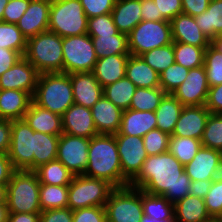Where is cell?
Returning a JSON list of instances; mask_svg holds the SVG:
<instances>
[{
    "mask_svg": "<svg viewBox=\"0 0 222 222\" xmlns=\"http://www.w3.org/2000/svg\"><path fill=\"white\" fill-rule=\"evenodd\" d=\"M129 185L153 195L163 196L174 205L189 195L191 180L184 166L167 151L148 156Z\"/></svg>",
    "mask_w": 222,
    "mask_h": 222,
    "instance_id": "cell-1",
    "label": "cell"
},
{
    "mask_svg": "<svg viewBox=\"0 0 222 222\" xmlns=\"http://www.w3.org/2000/svg\"><path fill=\"white\" fill-rule=\"evenodd\" d=\"M85 176L102 179L114 188L129 186L122 174L115 135L97 134L90 138Z\"/></svg>",
    "mask_w": 222,
    "mask_h": 222,
    "instance_id": "cell-2",
    "label": "cell"
},
{
    "mask_svg": "<svg viewBox=\"0 0 222 222\" xmlns=\"http://www.w3.org/2000/svg\"><path fill=\"white\" fill-rule=\"evenodd\" d=\"M32 98L36 105L62 116L74 104L69 74L41 73Z\"/></svg>",
    "mask_w": 222,
    "mask_h": 222,
    "instance_id": "cell-3",
    "label": "cell"
},
{
    "mask_svg": "<svg viewBox=\"0 0 222 222\" xmlns=\"http://www.w3.org/2000/svg\"><path fill=\"white\" fill-rule=\"evenodd\" d=\"M40 182L33 170H15L7 184L6 204L9 213L41 212Z\"/></svg>",
    "mask_w": 222,
    "mask_h": 222,
    "instance_id": "cell-4",
    "label": "cell"
},
{
    "mask_svg": "<svg viewBox=\"0 0 222 222\" xmlns=\"http://www.w3.org/2000/svg\"><path fill=\"white\" fill-rule=\"evenodd\" d=\"M24 57L40 74L63 72L62 37L46 31L28 38Z\"/></svg>",
    "mask_w": 222,
    "mask_h": 222,
    "instance_id": "cell-5",
    "label": "cell"
},
{
    "mask_svg": "<svg viewBox=\"0 0 222 222\" xmlns=\"http://www.w3.org/2000/svg\"><path fill=\"white\" fill-rule=\"evenodd\" d=\"M87 23L79 0H51L48 31L62 38L87 34Z\"/></svg>",
    "mask_w": 222,
    "mask_h": 222,
    "instance_id": "cell-6",
    "label": "cell"
},
{
    "mask_svg": "<svg viewBox=\"0 0 222 222\" xmlns=\"http://www.w3.org/2000/svg\"><path fill=\"white\" fill-rule=\"evenodd\" d=\"M114 187L107 181L85 175H74L68 185V205L72 211L93 206H105Z\"/></svg>",
    "mask_w": 222,
    "mask_h": 222,
    "instance_id": "cell-7",
    "label": "cell"
},
{
    "mask_svg": "<svg viewBox=\"0 0 222 222\" xmlns=\"http://www.w3.org/2000/svg\"><path fill=\"white\" fill-rule=\"evenodd\" d=\"M104 207L107 222H140L144 215L142 190L130 185L114 188Z\"/></svg>",
    "mask_w": 222,
    "mask_h": 222,
    "instance_id": "cell-8",
    "label": "cell"
},
{
    "mask_svg": "<svg viewBox=\"0 0 222 222\" xmlns=\"http://www.w3.org/2000/svg\"><path fill=\"white\" fill-rule=\"evenodd\" d=\"M173 43L170 21H141L128 34L130 55L140 56Z\"/></svg>",
    "mask_w": 222,
    "mask_h": 222,
    "instance_id": "cell-9",
    "label": "cell"
},
{
    "mask_svg": "<svg viewBox=\"0 0 222 222\" xmlns=\"http://www.w3.org/2000/svg\"><path fill=\"white\" fill-rule=\"evenodd\" d=\"M63 73L92 72L98 58L91 36L82 34L62 38Z\"/></svg>",
    "mask_w": 222,
    "mask_h": 222,
    "instance_id": "cell-10",
    "label": "cell"
},
{
    "mask_svg": "<svg viewBox=\"0 0 222 222\" xmlns=\"http://www.w3.org/2000/svg\"><path fill=\"white\" fill-rule=\"evenodd\" d=\"M34 130L24 119L11 121L8 157L15 170H33Z\"/></svg>",
    "mask_w": 222,
    "mask_h": 222,
    "instance_id": "cell-11",
    "label": "cell"
},
{
    "mask_svg": "<svg viewBox=\"0 0 222 222\" xmlns=\"http://www.w3.org/2000/svg\"><path fill=\"white\" fill-rule=\"evenodd\" d=\"M89 144V138L62 133L56 159L74 175H83L87 168Z\"/></svg>",
    "mask_w": 222,
    "mask_h": 222,
    "instance_id": "cell-12",
    "label": "cell"
},
{
    "mask_svg": "<svg viewBox=\"0 0 222 222\" xmlns=\"http://www.w3.org/2000/svg\"><path fill=\"white\" fill-rule=\"evenodd\" d=\"M120 157L122 174L131 181L148 158L142 137L114 134Z\"/></svg>",
    "mask_w": 222,
    "mask_h": 222,
    "instance_id": "cell-13",
    "label": "cell"
},
{
    "mask_svg": "<svg viewBox=\"0 0 222 222\" xmlns=\"http://www.w3.org/2000/svg\"><path fill=\"white\" fill-rule=\"evenodd\" d=\"M209 85L204 65L189 69L187 78L172 94L184 107L205 105Z\"/></svg>",
    "mask_w": 222,
    "mask_h": 222,
    "instance_id": "cell-14",
    "label": "cell"
},
{
    "mask_svg": "<svg viewBox=\"0 0 222 222\" xmlns=\"http://www.w3.org/2000/svg\"><path fill=\"white\" fill-rule=\"evenodd\" d=\"M39 75L37 69L23 56L0 76V90H21L33 97Z\"/></svg>",
    "mask_w": 222,
    "mask_h": 222,
    "instance_id": "cell-15",
    "label": "cell"
},
{
    "mask_svg": "<svg viewBox=\"0 0 222 222\" xmlns=\"http://www.w3.org/2000/svg\"><path fill=\"white\" fill-rule=\"evenodd\" d=\"M184 169L191 181L214 180L222 174V152L201 146Z\"/></svg>",
    "mask_w": 222,
    "mask_h": 222,
    "instance_id": "cell-16",
    "label": "cell"
},
{
    "mask_svg": "<svg viewBox=\"0 0 222 222\" xmlns=\"http://www.w3.org/2000/svg\"><path fill=\"white\" fill-rule=\"evenodd\" d=\"M51 0H31L28 9L16 23L28 39L48 31Z\"/></svg>",
    "mask_w": 222,
    "mask_h": 222,
    "instance_id": "cell-17",
    "label": "cell"
},
{
    "mask_svg": "<svg viewBox=\"0 0 222 222\" xmlns=\"http://www.w3.org/2000/svg\"><path fill=\"white\" fill-rule=\"evenodd\" d=\"M210 111L202 106L183 107L175 129L170 136L189 137L201 140Z\"/></svg>",
    "mask_w": 222,
    "mask_h": 222,
    "instance_id": "cell-18",
    "label": "cell"
},
{
    "mask_svg": "<svg viewBox=\"0 0 222 222\" xmlns=\"http://www.w3.org/2000/svg\"><path fill=\"white\" fill-rule=\"evenodd\" d=\"M73 89L74 104L91 109L103 96V87L93 72L69 74Z\"/></svg>",
    "mask_w": 222,
    "mask_h": 222,
    "instance_id": "cell-19",
    "label": "cell"
},
{
    "mask_svg": "<svg viewBox=\"0 0 222 222\" xmlns=\"http://www.w3.org/2000/svg\"><path fill=\"white\" fill-rule=\"evenodd\" d=\"M62 129L63 133L89 139L98 134L91 110L76 104L62 115Z\"/></svg>",
    "mask_w": 222,
    "mask_h": 222,
    "instance_id": "cell-20",
    "label": "cell"
},
{
    "mask_svg": "<svg viewBox=\"0 0 222 222\" xmlns=\"http://www.w3.org/2000/svg\"><path fill=\"white\" fill-rule=\"evenodd\" d=\"M173 42L208 47L211 40L202 33L193 16L179 14L170 21Z\"/></svg>",
    "mask_w": 222,
    "mask_h": 222,
    "instance_id": "cell-21",
    "label": "cell"
},
{
    "mask_svg": "<svg viewBox=\"0 0 222 222\" xmlns=\"http://www.w3.org/2000/svg\"><path fill=\"white\" fill-rule=\"evenodd\" d=\"M98 134H116L119 131L123 111L102 96L90 109Z\"/></svg>",
    "mask_w": 222,
    "mask_h": 222,
    "instance_id": "cell-22",
    "label": "cell"
},
{
    "mask_svg": "<svg viewBox=\"0 0 222 222\" xmlns=\"http://www.w3.org/2000/svg\"><path fill=\"white\" fill-rule=\"evenodd\" d=\"M23 119L36 132L50 135L63 133L62 116L36 105L33 101Z\"/></svg>",
    "mask_w": 222,
    "mask_h": 222,
    "instance_id": "cell-23",
    "label": "cell"
},
{
    "mask_svg": "<svg viewBox=\"0 0 222 222\" xmlns=\"http://www.w3.org/2000/svg\"><path fill=\"white\" fill-rule=\"evenodd\" d=\"M32 101V96L25 91L0 90V119H23Z\"/></svg>",
    "mask_w": 222,
    "mask_h": 222,
    "instance_id": "cell-24",
    "label": "cell"
},
{
    "mask_svg": "<svg viewBox=\"0 0 222 222\" xmlns=\"http://www.w3.org/2000/svg\"><path fill=\"white\" fill-rule=\"evenodd\" d=\"M129 55H110L97 60L92 72L103 88L125 77Z\"/></svg>",
    "mask_w": 222,
    "mask_h": 222,
    "instance_id": "cell-25",
    "label": "cell"
},
{
    "mask_svg": "<svg viewBox=\"0 0 222 222\" xmlns=\"http://www.w3.org/2000/svg\"><path fill=\"white\" fill-rule=\"evenodd\" d=\"M156 115L151 111H138L127 109L122 113L118 133L122 135L143 137L156 127Z\"/></svg>",
    "mask_w": 222,
    "mask_h": 222,
    "instance_id": "cell-26",
    "label": "cell"
},
{
    "mask_svg": "<svg viewBox=\"0 0 222 222\" xmlns=\"http://www.w3.org/2000/svg\"><path fill=\"white\" fill-rule=\"evenodd\" d=\"M111 14L118 31L128 35L142 21L141 0H116Z\"/></svg>",
    "mask_w": 222,
    "mask_h": 222,
    "instance_id": "cell-27",
    "label": "cell"
},
{
    "mask_svg": "<svg viewBox=\"0 0 222 222\" xmlns=\"http://www.w3.org/2000/svg\"><path fill=\"white\" fill-rule=\"evenodd\" d=\"M125 76L140 88L160 87V77L140 56L129 55Z\"/></svg>",
    "mask_w": 222,
    "mask_h": 222,
    "instance_id": "cell-28",
    "label": "cell"
},
{
    "mask_svg": "<svg viewBox=\"0 0 222 222\" xmlns=\"http://www.w3.org/2000/svg\"><path fill=\"white\" fill-rule=\"evenodd\" d=\"M176 222H209L212 220L206 210L204 199L188 195L174 204Z\"/></svg>",
    "mask_w": 222,
    "mask_h": 222,
    "instance_id": "cell-29",
    "label": "cell"
},
{
    "mask_svg": "<svg viewBox=\"0 0 222 222\" xmlns=\"http://www.w3.org/2000/svg\"><path fill=\"white\" fill-rule=\"evenodd\" d=\"M183 107L172 94H165L155 111L156 127L172 135Z\"/></svg>",
    "mask_w": 222,
    "mask_h": 222,
    "instance_id": "cell-30",
    "label": "cell"
},
{
    "mask_svg": "<svg viewBox=\"0 0 222 222\" xmlns=\"http://www.w3.org/2000/svg\"><path fill=\"white\" fill-rule=\"evenodd\" d=\"M92 38L97 58H104L110 55L130 54L128 48V35L119 32L118 34L89 35Z\"/></svg>",
    "mask_w": 222,
    "mask_h": 222,
    "instance_id": "cell-31",
    "label": "cell"
},
{
    "mask_svg": "<svg viewBox=\"0 0 222 222\" xmlns=\"http://www.w3.org/2000/svg\"><path fill=\"white\" fill-rule=\"evenodd\" d=\"M59 137L34 131L33 171L57 158Z\"/></svg>",
    "mask_w": 222,
    "mask_h": 222,
    "instance_id": "cell-32",
    "label": "cell"
},
{
    "mask_svg": "<svg viewBox=\"0 0 222 222\" xmlns=\"http://www.w3.org/2000/svg\"><path fill=\"white\" fill-rule=\"evenodd\" d=\"M195 19L202 33L212 41L222 30V0H210L207 10Z\"/></svg>",
    "mask_w": 222,
    "mask_h": 222,
    "instance_id": "cell-33",
    "label": "cell"
},
{
    "mask_svg": "<svg viewBox=\"0 0 222 222\" xmlns=\"http://www.w3.org/2000/svg\"><path fill=\"white\" fill-rule=\"evenodd\" d=\"M34 171L38 176L40 184L69 185L74 177V174L57 159L40 165Z\"/></svg>",
    "mask_w": 222,
    "mask_h": 222,
    "instance_id": "cell-34",
    "label": "cell"
},
{
    "mask_svg": "<svg viewBox=\"0 0 222 222\" xmlns=\"http://www.w3.org/2000/svg\"><path fill=\"white\" fill-rule=\"evenodd\" d=\"M136 88L137 87L125 76L115 83L104 87L103 96L122 111H125L130 108Z\"/></svg>",
    "mask_w": 222,
    "mask_h": 222,
    "instance_id": "cell-35",
    "label": "cell"
},
{
    "mask_svg": "<svg viewBox=\"0 0 222 222\" xmlns=\"http://www.w3.org/2000/svg\"><path fill=\"white\" fill-rule=\"evenodd\" d=\"M39 200L42 211L67 208L68 185L40 184Z\"/></svg>",
    "mask_w": 222,
    "mask_h": 222,
    "instance_id": "cell-36",
    "label": "cell"
},
{
    "mask_svg": "<svg viewBox=\"0 0 222 222\" xmlns=\"http://www.w3.org/2000/svg\"><path fill=\"white\" fill-rule=\"evenodd\" d=\"M201 146L199 139L170 136L168 151L185 166L194 158Z\"/></svg>",
    "mask_w": 222,
    "mask_h": 222,
    "instance_id": "cell-37",
    "label": "cell"
},
{
    "mask_svg": "<svg viewBox=\"0 0 222 222\" xmlns=\"http://www.w3.org/2000/svg\"><path fill=\"white\" fill-rule=\"evenodd\" d=\"M207 48L174 42L175 63L188 69L201 67L204 65V55Z\"/></svg>",
    "mask_w": 222,
    "mask_h": 222,
    "instance_id": "cell-38",
    "label": "cell"
},
{
    "mask_svg": "<svg viewBox=\"0 0 222 222\" xmlns=\"http://www.w3.org/2000/svg\"><path fill=\"white\" fill-rule=\"evenodd\" d=\"M144 215L155 219L171 218L174 215V205L165 197L153 195L142 190Z\"/></svg>",
    "mask_w": 222,
    "mask_h": 222,
    "instance_id": "cell-39",
    "label": "cell"
},
{
    "mask_svg": "<svg viewBox=\"0 0 222 222\" xmlns=\"http://www.w3.org/2000/svg\"><path fill=\"white\" fill-rule=\"evenodd\" d=\"M17 51L22 57L27 48V38L17 24L0 21V48Z\"/></svg>",
    "mask_w": 222,
    "mask_h": 222,
    "instance_id": "cell-40",
    "label": "cell"
},
{
    "mask_svg": "<svg viewBox=\"0 0 222 222\" xmlns=\"http://www.w3.org/2000/svg\"><path fill=\"white\" fill-rule=\"evenodd\" d=\"M165 94L166 93L160 87H137L129 109L155 112Z\"/></svg>",
    "mask_w": 222,
    "mask_h": 222,
    "instance_id": "cell-41",
    "label": "cell"
},
{
    "mask_svg": "<svg viewBox=\"0 0 222 222\" xmlns=\"http://www.w3.org/2000/svg\"><path fill=\"white\" fill-rule=\"evenodd\" d=\"M140 57L157 73H161L175 63L174 42L163 47L154 48Z\"/></svg>",
    "mask_w": 222,
    "mask_h": 222,
    "instance_id": "cell-42",
    "label": "cell"
},
{
    "mask_svg": "<svg viewBox=\"0 0 222 222\" xmlns=\"http://www.w3.org/2000/svg\"><path fill=\"white\" fill-rule=\"evenodd\" d=\"M204 68L209 87L222 84V53L211 44L205 50Z\"/></svg>",
    "mask_w": 222,
    "mask_h": 222,
    "instance_id": "cell-43",
    "label": "cell"
},
{
    "mask_svg": "<svg viewBox=\"0 0 222 222\" xmlns=\"http://www.w3.org/2000/svg\"><path fill=\"white\" fill-rule=\"evenodd\" d=\"M189 69L174 63L159 74L160 88L166 94H173L187 78Z\"/></svg>",
    "mask_w": 222,
    "mask_h": 222,
    "instance_id": "cell-44",
    "label": "cell"
},
{
    "mask_svg": "<svg viewBox=\"0 0 222 222\" xmlns=\"http://www.w3.org/2000/svg\"><path fill=\"white\" fill-rule=\"evenodd\" d=\"M202 146L222 152V114H210L201 138Z\"/></svg>",
    "mask_w": 222,
    "mask_h": 222,
    "instance_id": "cell-45",
    "label": "cell"
},
{
    "mask_svg": "<svg viewBox=\"0 0 222 222\" xmlns=\"http://www.w3.org/2000/svg\"><path fill=\"white\" fill-rule=\"evenodd\" d=\"M204 202L212 219H222V174L213 180Z\"/></svg>",
    "mask_w": 222,
    "mask_h": 222,
    "instance_id": "cell-46",
    "label": "cell"
},
{
    "mask_svg": "<svg viewBox=\"0 0 222 222\" xmlns=\"http://www.w3.org/2000/svg\"><path fill=\"white\" fill-rule=\"evenodd\" d=\"M142 138L148 156L159 155L168 151L170 138L168 133L155 128L146 133Z\"/></svg>",
    "mask_w": 222,
    "mask_h": 222,
    "instance_id": "cell-47",
    "label": "cell"
},
{
    "mask_svg": "<svg viewBox=\"0 0 222 222\" xmlns=\"http://www.w3.org/2000/svg\"><path fill=\"white\" fill-rule=\"evenodd\" d=\"M119 31L114 24L111 13L88 18V35L118 34Z\"/></svg>",
    "mask_w": 222,
    "mask_h": 222,
    "instance_id": "cell-48",
    "label": "cell"
},
{
    "mask_svg": "<svg viewBox=\"0 0 222 222\" xmlns=\"http://www.w3.org/2000/svg\"><path fill=\"white\" fill-rule=\"evenodd\" d=\"M73 222H107L104 206L73 210Z\"/></svg>",
    "mask_w": 222,
    "mask_h": 222,
    "instance_id": "cell-49",
    "label": "cell"
},
{
    "mask_svg": "<svg viewBox=\"0 0 222 222\" xmlns=\"http://www.w3.org/2000/svg\"><path fill=\"white\" fill-rule=\"evenodd\" d=\"M87 18L111 13L116 0H79Z\"/></svg>",
    "mask_w": 222,
    "mask_h": 222,
    "instance_id": "cell-50",
    "label": "cell"
},
{
    "mask_svg": "<svg viewBox=\"0 0 222 222\" xmlns=\"http://www.w3.org/2000/svg\"><path fill=\"white\" fill-rule=\"evenodd\" d=\"M31 0H11L3 12L2 21L6 23L16 24L28 9Z\"/></svg>",
    "mask_w": 222,
    "mask_h": 222,
    "instance_id": "cell-51",
    "label": "cell"
},
{
    "mask_svg": "<svg viewBox=\"0 0 222 222\" xmlns=\"http://www.w3.org/2000/svg\"><path fill=\"white\" fill-rule=\"evenodd\" d=\"M158 8V14L171 21L177 15L182 14V0H153Z\"/></svg>",
    "mask_w": 222,
    "mask_h": 222,
    "instance_id": "cell-52",
    "label": "cell"
},
{
    "mask_svg": "<svg viewBox=\"0 0 222 222\" xmlns=\"http://www.w3.org/2000/svg\"><path fill=\"white\" fill-rule=\"evenodd\" d=\"M40 222H73V211L70 208L43 210Z\"/></svg>",
    "mask_w": 222,
    "mask_h": 222,
    "instance_id": "cell-53",
    "label": "cell"
},
{
    "mask_svg": "<svg viewBox=\"0 0 222 222\" xmlns=\"http://www.w3.org/2000/svg\"><path fill=\"white\" fill-rule=\"evenodd\" d=\"M205 107L211 114H222V84L209 87Z\"/></svg>",
    "mask_w": 222,
    "mask_h": 222,
    "instance_id": "cell-54",
    "label": "cell"
},
{
    "mask_svg": "<svg viewBox=\"0 0 222 222\" xmlns=\"http://www.w3.org/2000/svg\"><path fill=\"white\" fill-rule=\"evenodd\" d=\"M210 0H182V13L196 17L207 10Z\"/></svg>",
    "mask_w": 222,
    "mask_h": 222,
    "instance_id": "cell-55",
    "label": "cell"
},
{
    "mask_svg": "<svg viewBox=\"0 0 222 222\" xmlns=\"http://www.w3.org/2000/svg\"><path fill=\"white\" fill-rule=\"evenodd\" d=\"M141 16L143 21H167L162 14H158L153 0H141Z\"/></svg>",
    "mask_w": 222,
    "mask_h": 222,
    "instance_id": "cell-56",
    "label": "cell"
},
{
    "mask_svg": "<svg viewBox=\"0 0 222 222\" xmlns=\"http://www.w3.org/2000/svg\"><path fill=\"white\" fill-rule=\"evenodd\" d=\"M22 56L14 50L0 48V76L11 68Z\"/></svg>",
    "mask_w": 222,
    "mask_h": 222,
    "instance_id": "cell-57",
    "label": "cell"
},
{
    "mask_svg": "<svg viewBox=\"0 0 222 222\" xmlns=\"http://www.w3.org/2000/svg\"><path fill=\"white\" fill-rule=\"evenodd\" d=\"M11 143V121L0 119V153H8Z\"/></svg>",
    "mask_w": 222,
    "mask_h": 222,
    "instance_id": "cell-58",
    "label": "cell"
},
{
    "mask_svg": "<svg viewBox=\"0 0 222 222\" xmlns=\"http://www.w3.org/2000/svg\"><path fill=\"white\" fill-rule=\"evenodd\" d=\"M14 171L8 153H0V184H8Z\"/></svg>",
    "mask_w": 222,
    "mask_h": 222,
    "instance_id": "cell-59",
    "label": "cell"
},
{
    "mask_svg": "<svg viewBox=\"0 0 222 222\" xmlns=\"http://www.w3.org/2000/svg\"><path fill=\"white\" fill-rule=\"evenodd\" d=\"M212 182L213 180L191 181L189 194L204 199L211 188Z\"/></svg>",
    "mask_w": 222,
    "mask_h": 222,
    "instance_id": "cell-60",
    "label": "cell"
},
{
    "mask_svg": "<svg viewBox=\"0 0 222 222\" xmlns=\"http://www.w3.org/2000/svg\"><path fill=\"white\" fill-rule=\"evenodd\" d=\"M40 213H9L7 222H40Z\"/></svg>",
    "mask_w": 222,
    "mask_h": 222,
    "instance_id": "cell-61",
    "label": "cell"
},
{
    "mask_svg": "<svg viewBox=\"0 0 222 222\" xmlns=\"http://www.w3.org/2000/svg\"><path fill=\"white\" fill-rule=\"evenodd\" d=\"M140 222H176L175 216L173 215L171 218L166 219H155L154 217H148L146 215H143Z\"/></svg>",
    "mask_w": 222,
    "mask_h": 222,
    "instance_id": "cell-62",
    "label": "cell"
},
{
    "mask_svg": "<svg viewBox=\"0 0 222 222\" xmlns=\"http://www.w3.org/2000/svg\"><path fill=\"white\" fill-rule=\"evenodd\" d=\"M9 217V210L7 204H0V222H7Z\"/></svg>",
    "mask_w": 222,
    "mask_h": 222,
    "instance_id": "cell-63",
    "label": "cell"
},
{
    "mask_svg": "<svg viewBox=\"0 0 222 222\" xmlns=\"http://www.w3.org/2000/svg\"><path fill=\"white\" fill-rule=\"evenodd\" d=\"M7 184H0V204H6Z\"/></svg>",
    "mask_w": 222,
    "mask_h": 222,
    "instance_id": "cell-64",
    "label": "cell"
},
{
    "mask_svg": "<svg viewBox=\"0 0 222 222\" xmlns=\"http://www.w3.org/2000/svg\"><path fill=\"white\" fill-rule=\"evenodd\" d=\"M211 45L217 49L220 53H222V38L215 37L211 41Z\"/></svg>",
    "mask_w": 222,
    "mask_h": 222,
    "instance_id": "cell-65",
    "label": "cell"
},
{
    "mask_svg": "<svg viewBox=\"0 0 222 222\" xmlns=\"http://www.w3.org/2000/svg\"><path fill=\"white\" fill-rule=\"evenodd\" d=\"M7 2H8L7 0H0V21H2L3 12L7 5Z\"/></svg>",
    "mask_w": 222,
    "mask_h": 222,
    "instance_id": "cell-66",
    "label": "cell"
},
{
    "mask_svg": "<svg viewBox=\"0 0 222 222\" xmlns=\"http://www.w3.org/2000/svg\"><path fill=\"white\" fill-rule=\"evenodd\" d=\"M209 222H221V219H212L211 221Z\"/></svg>",
    "mask_w": 222,
    "mask_h": 222,
    "instance_id": "cell-67",
    "label": "cell"
},
{
    "mask_svg": "<svg viewBox=\"0 0 222 222\" xmlns=\"http://www.w3.org/2000/svg\"><path fill=\"white\" fill-rule=\"evenodd\" d=\"M218 38H222V30L219 32V34L217 35Z\"/></svg>",
    "mask_w": 222,
    "mask_h": 222,
    "instance_id": "cell-68",
    "label": "cell"
}]
</instances>
